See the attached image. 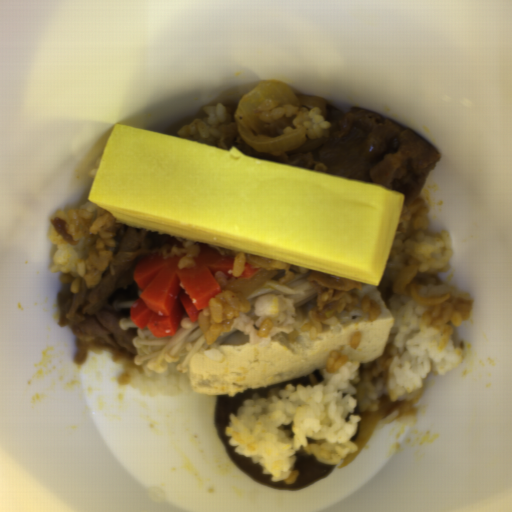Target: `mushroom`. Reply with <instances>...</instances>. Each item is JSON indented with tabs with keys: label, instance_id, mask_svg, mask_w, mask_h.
Segmentation results:
<instances>
[{
	"label": "mushroom",
	"instance_id": "983e1aa8",
	"mask_svg": "<svg viewBox=\"0 0 512 512\" xmlns=\"http://www.w3.org/2000/svg\"><path fill=\"white\" fill-rule=\"evenodd\" d=\"M324 380L323 370H314L309 375L284 381L270 386L256 389H247L243 393H237L233 397L217 395L215 399L214 418L218 436L230 458V460L246 475L259 481L262 484L280 488L283 490H300L307 487L331 474L337 464H322L313 455L303 452H297L295 455L294 470L298 471L295 481L287 485L285 482L271 481V476L263 474L262 466L259 463H253L252 459L244 455L235 453L234 447L230 445V437L225 434V428L229 426V415L235 413L243 406L247 398L253 397L256 393L262 397H271L279 393V390H285L287 384L297 386L301 384L318 385Z\"/></svg>",
	"mask_w": 512,
	"mask_h": 512
}]
</instances>
